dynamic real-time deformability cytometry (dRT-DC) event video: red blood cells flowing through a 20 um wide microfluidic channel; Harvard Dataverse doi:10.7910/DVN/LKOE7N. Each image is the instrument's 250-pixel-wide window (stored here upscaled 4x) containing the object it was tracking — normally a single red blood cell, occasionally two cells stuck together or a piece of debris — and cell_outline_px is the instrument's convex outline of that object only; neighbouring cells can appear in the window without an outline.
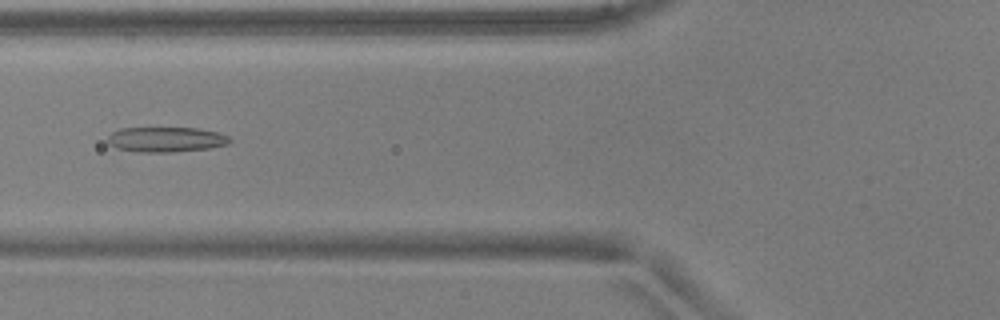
{"species": "common noctule bat (a hibernating species)", "species_latin": "Nyctalus noctula", "temperature_condition": "warm", "stored_images_in_passage": 13, "camera_frame_rate_fps": 3000, "um_per_image_px": 0.085, "animal": {"sex": "male", "body_mass_g": 17.9, "forearm_length_mm": 54.2}, "frame": {"image": 1, "passage_image": 6, "time_ms": 1.667, "image_size_px": [1000, 320], "cell_outline_px": [[232, 140], [228, 144], [208, 148], [172, 152], [140, 152], [116, 148], [108, 144], [108, 136], [112, 132], [120, 128], [196, 128], [216, 132], [228, 136]], "centroid_in_image_um": [14.08, 11.85], "position_along_channel_um": 111.7, "area_um2": 17.74}}